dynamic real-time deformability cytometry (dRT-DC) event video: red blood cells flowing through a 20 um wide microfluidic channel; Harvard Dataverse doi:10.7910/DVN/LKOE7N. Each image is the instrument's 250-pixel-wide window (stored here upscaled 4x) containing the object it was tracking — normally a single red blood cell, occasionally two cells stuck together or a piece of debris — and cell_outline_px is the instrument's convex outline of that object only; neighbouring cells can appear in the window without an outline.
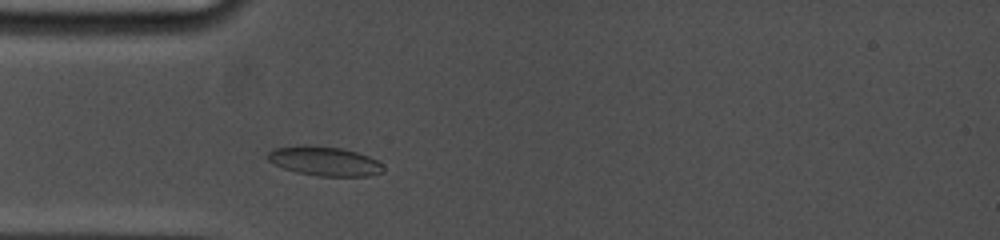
{"species": "common noctule bat (a hibernating species)", "species_latin": "Nyctalus noctula", "temperature_condition": "cold", "stored_images_in_passage": 25, "camera_frame_rate_fps": 5000, "um_per_image_px": 0.085, "animal": {"sex": "female", "body_mass_g": 19.0, "forearm_length_mm": 53.3}, "frame": {"image": 1, "passage_image": 4, "time_ms": 1.4, "image_size_px": [1000, 240], "cell_outline_px": [[384, 172], [368, 176], [320, 176], [296, 172], [284, 168], [268, 160], [268, 152], [272, 148], [300, 144], [308, 144], [340, 148], [356, 152], [368, 156], [384, 164]], "centroid_in_image_um": [27.58, 13.68], "position_along_channel_um": 57.4, "area_um2": 19.88}}
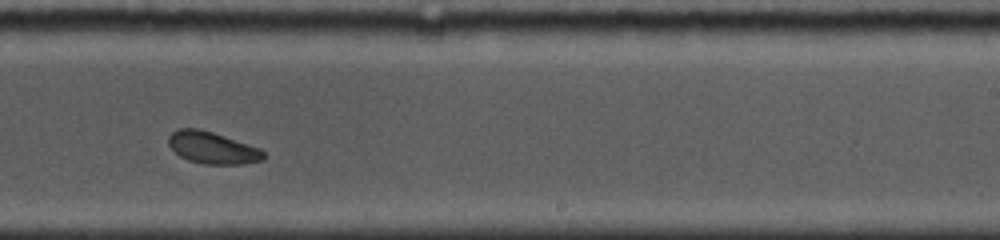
{"frame": {"image": 2, "passage_image": 16, "time_ms": 7.2, "image_size_px": [1000, 240], "cell_outline_px": [[264, 160], [244, 164], [204, 164], [188, 160], [180, 156], [168, 144], [168, 136], [172, 132], [180, 128], [200, 128], [260, 148], [264, 152]], "centroid_in_image_um": [18.05, 12.56], "position_along_channel_um": 270.9, "area_um2": 17.63}}
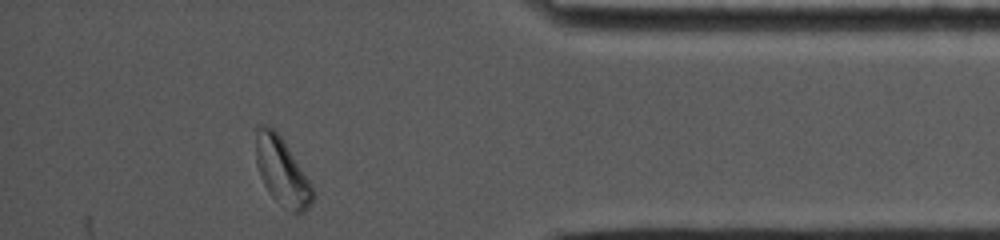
{"frame": {"image": 3, "passage_image": 25, "time_ms": 11.4, "image_size_px": [1000, 240], "cell_outline_px": [[316, 196], [312, 204], [304, 212], [292, 212], [276, 200], [272, 196], [264, 184], [260, 176], [256, 164], [256, 124], [264, 124], [272, 128], [280, 136], [312, 184], [316, 192]], "centroid_in_image_um": [23.98, 14.58], "position_along_channel_um": 411.2, "area_um2": 22.31}, "authors_computed_cell_mechanics": {"area_um2": 18.1492, "velocity_mm_per_s": 3.729, "shape_relaxation_time_tau1_ms": 3.1356, "shape_relaxation_time_tau2_ms": null, "deformation_change_tau1": 0.096, "deformation_change_tau2": null}}